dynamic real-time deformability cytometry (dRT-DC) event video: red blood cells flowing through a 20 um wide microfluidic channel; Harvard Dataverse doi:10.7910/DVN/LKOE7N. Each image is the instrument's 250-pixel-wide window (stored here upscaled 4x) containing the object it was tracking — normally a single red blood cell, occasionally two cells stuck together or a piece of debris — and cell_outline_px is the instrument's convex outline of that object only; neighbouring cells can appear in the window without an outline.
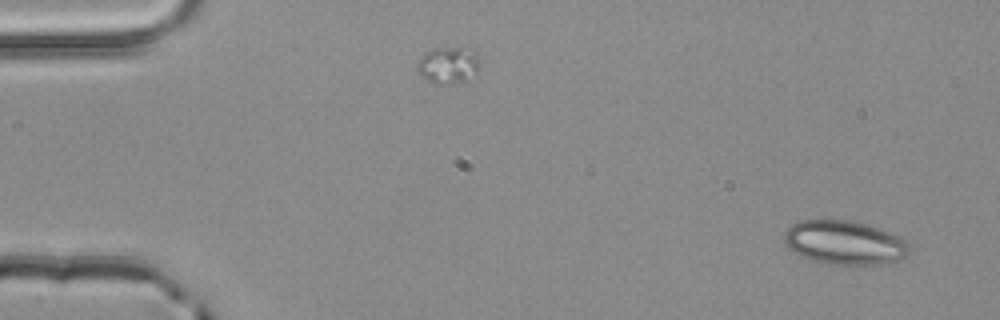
{"species": "common noctule bat (a hibernating species)", "species_latin": "Nyctalus noctula", "temperature_condition": "room temperature", "stored_images_in_passage": 4, "camera_frame_rate_fps": 3000, "um_per_image_px": 0.085, "animal": {"sex": "male", "body_mass_g": 20.4}, "frame": {"image": 1, "passage_image": 1, "time_ms": 0.0, "image_size_px": [1000, 320], "cell_outline_px": [[908, 252], [904, 256], [892, 260], [872, 264], [832, 264], [800, 256], [788, 248], [784, 244], [784, 232], [792, 224], [800, 220], [848, 220], [864, 224], [900, 236], [908, 244]], "centroid_in_image_um": [71.7, 20.6], "position_along_channel_um": 13.3, "area_um2": 31.27}}